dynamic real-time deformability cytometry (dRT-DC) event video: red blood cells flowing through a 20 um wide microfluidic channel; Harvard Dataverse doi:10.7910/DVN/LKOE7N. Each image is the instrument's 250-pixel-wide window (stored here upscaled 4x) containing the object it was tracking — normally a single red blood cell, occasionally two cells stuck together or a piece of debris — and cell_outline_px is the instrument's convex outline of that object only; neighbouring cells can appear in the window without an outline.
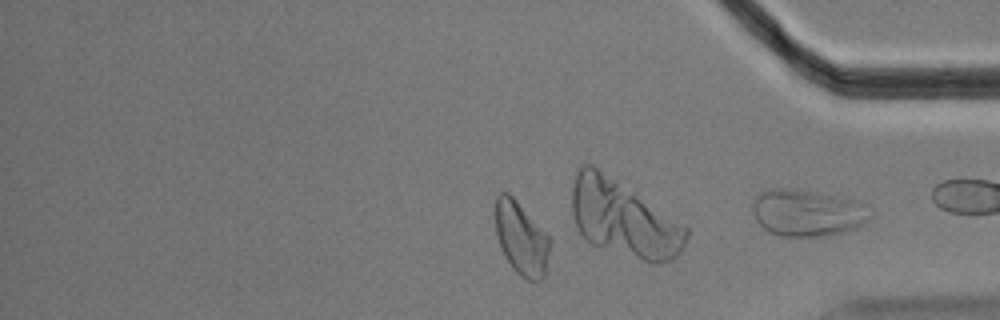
{"species": "Egyptian fruit bat (a non-hibernating species)", "species_latin": "Rousettus aegyptiacus", "temperature_condition": "cold", "stored_images_in_passage": 30, "camera_frame_rate_fps": 3000, "um_per_image_px": 0.085, "animal": {"sex": "male"}, "frame": {"image": 1, "passage_image": 26, "time_ms": 8.333, "image_size_px": [1000, 320], "cell_outline_px": [[552, 240], [544, 276], [540, 280], [524, 280], [512, 268], [504, 256], [500, 248], [496, 232], [496, 196], [500, 192], [508, 192], [516, 200]], "centroid_in_image_um": [44.31, 20.29], "position_along_channel_um": 390.9, "area_um2": 23.18}}